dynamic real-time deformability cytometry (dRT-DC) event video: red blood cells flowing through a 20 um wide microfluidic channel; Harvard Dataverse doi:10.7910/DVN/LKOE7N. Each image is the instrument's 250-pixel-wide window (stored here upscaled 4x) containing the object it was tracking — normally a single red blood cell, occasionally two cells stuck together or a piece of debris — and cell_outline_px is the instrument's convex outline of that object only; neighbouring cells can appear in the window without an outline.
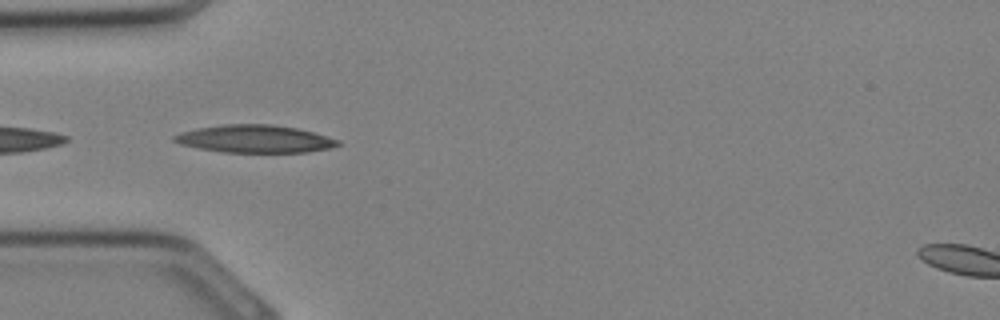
{"species": "Egyptian fruit bat (a non-hibernating species)", "species_latin": "Rousettus aegyptiacus", "temperature_condition": "cold", "stored_images_in_passage": 25, "camera_frame_rate_fps": 3000, "um_per_image_px": 0.085, "animal": {"sex": "female"}, "frame": {"image": 1, "passage_image": 10, "time_ms": 3.0, "image_size_px": [1000, 320], "cell_outline_px": [[340, 144], [332, 148], [308, 152], [224, 152], [200, 148], [180, 144], [172, 140], [172, 136], [180, 132], [196, 128], [224, 124], [268, 124], [296, 128], [312, 132], [340, 140]], "centroid_in_image_um": [21.64, 11.8], "position_along_channel_um": 63.4, "area_um2": 26.3}}